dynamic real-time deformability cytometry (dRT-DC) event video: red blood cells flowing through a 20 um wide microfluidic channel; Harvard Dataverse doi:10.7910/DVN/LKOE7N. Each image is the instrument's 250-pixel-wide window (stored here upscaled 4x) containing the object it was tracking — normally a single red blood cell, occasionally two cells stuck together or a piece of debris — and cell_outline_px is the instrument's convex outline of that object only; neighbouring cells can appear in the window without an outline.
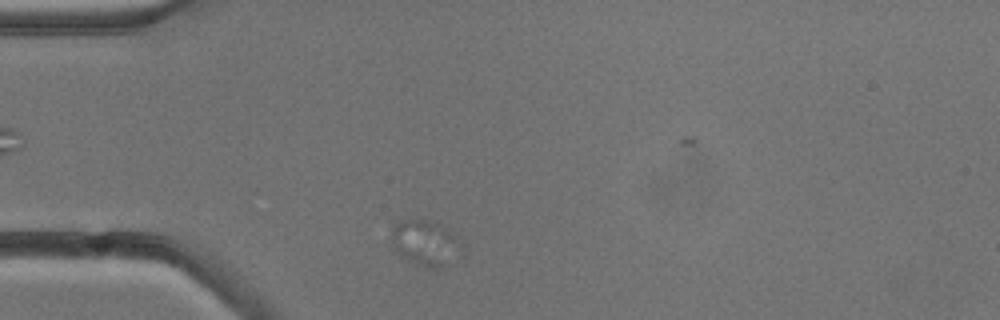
{"species": "common noctule bat (a hibernating species)", "species_latin": "Nyctalus noctula", "temperature_condition": "cold", "stored_images_in_passage": 2, "camera_frame_rate_fps": 3000, "um_per_image_px": 0.085, "animal": {"sex": "male", "body_mass_g": 13.3}, "frame": {"image": 1, "passage_image": 1, "time_ms": 0.0, "image_size_px": [1000, 320], "cell_outline_px": [[452, 240], [440, 264], [432, 268], [416, 264], [400, 256], [392, 244], [392, 228], [400, 220], [432, 220], [444, 228], [452, 236]], "centroid_in_image_um": [35.8, 20.54], "position_along_channel_um": 49.2, "area_um2": 15.84}}